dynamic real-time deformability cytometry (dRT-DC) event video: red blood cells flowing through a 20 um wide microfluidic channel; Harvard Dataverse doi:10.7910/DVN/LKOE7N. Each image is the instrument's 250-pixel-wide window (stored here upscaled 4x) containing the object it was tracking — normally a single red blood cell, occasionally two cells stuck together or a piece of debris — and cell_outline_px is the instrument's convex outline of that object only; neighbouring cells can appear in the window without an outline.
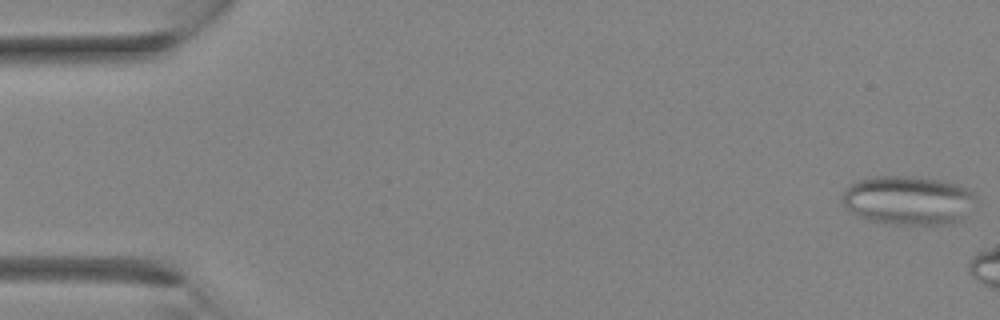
{"species": "Egyptian fruit bat (a non-hibernating species)", "species_latin": "Rousettus aegyptiacus", "temperature_condition": "room temperature", "stored_images_in_passage": 5, "camera_frame_rate_fps": 3000, "um_per_image_px": 0.085, "animal": {"sex": "female"}, "frame": {"image": 1, "passage_image": 1, "time_ms": 0.0, "image_size_px": [1000, 320], "cell_outline_px": [[976, 200], [960, 220], [948, 224], [892, 224], [868, 220], [852, 212], [844, 204], [844, 192], [848, 184], [856, 180], [876, 176], [912, 176], [940, 180], [956, 184], [972, 192], [976, 196]], "centroid_in_image_um": [77.18, 17.01], "position_along_channel_um": 7.8, "area_um2": 37.8}}